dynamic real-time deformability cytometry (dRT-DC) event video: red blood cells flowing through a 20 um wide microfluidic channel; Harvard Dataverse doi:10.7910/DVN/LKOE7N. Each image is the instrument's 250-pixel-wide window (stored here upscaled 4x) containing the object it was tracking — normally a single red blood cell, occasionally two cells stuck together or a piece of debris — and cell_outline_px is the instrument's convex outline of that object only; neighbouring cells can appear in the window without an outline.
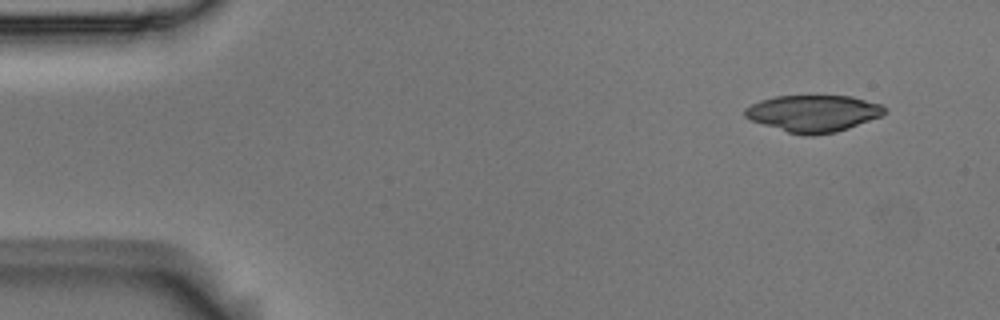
{"species": "Egyptian fruit bat (a non-hibernating species)", "species_latin": "Rousettus aegyptiacus", "temperature_condition": "room temperature", "stored_images_in_passage": 5, "camera_frame_rate_fps": 3000, "um_per_image_px": 0.085, "animal": {"sex": "male"}, "frame": {"image": 1, "passage_image": 1, "time_ms": 0.0, "image_size_px": [1000, 320], "cell_outline_px": [[888, 112], [880, 116], [848, 128], [836, 132], [812, 136], [804, 136], [788, 132], [752, 120], [744, 116], [744, 108], [760, 100], [776, 96], [852, 96], [880, 104], [888, 108]], "centroid_in_image_um": [69.15, 9.63], "position_along_channel_um": 15.9, "area_um2": 29.82}}